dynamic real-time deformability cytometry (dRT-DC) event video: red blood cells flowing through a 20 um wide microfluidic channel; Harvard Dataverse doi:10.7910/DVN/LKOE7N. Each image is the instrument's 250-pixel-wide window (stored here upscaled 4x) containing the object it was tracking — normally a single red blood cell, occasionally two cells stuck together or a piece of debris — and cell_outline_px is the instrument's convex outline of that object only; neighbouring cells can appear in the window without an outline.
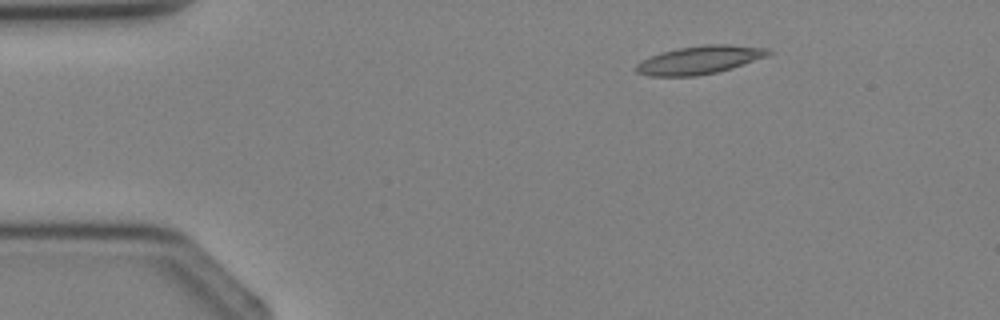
{"species": "Egyptian fruit bat (a non-hibernating species)", "species_latin": "Rousettus aegyptiacus", "temperature_condition": "cold", "stored_images_in_passage": 2, "camera_frame_rate_fps": 3000, "um_per_image_px": 0.085, "animal": {"sex": "female"}, "frame": {"image": 1, "passage_image": 2, "time_ms": 2.0, "image_size_px": [1000, 320], "cell_outline_px": [[772, 52], [768, 56], [732, 68], [716, 72], [696, 76], [648, 76], [636, 72], [636, 64], [640, 60], [660, 52], [676, 48], [704, 44], [728, 44], [768, 48]], "centroid_in_image_um": [59.45, 5.08], "position_along_channel_um": 25.6, "area_um2": 21.91}}